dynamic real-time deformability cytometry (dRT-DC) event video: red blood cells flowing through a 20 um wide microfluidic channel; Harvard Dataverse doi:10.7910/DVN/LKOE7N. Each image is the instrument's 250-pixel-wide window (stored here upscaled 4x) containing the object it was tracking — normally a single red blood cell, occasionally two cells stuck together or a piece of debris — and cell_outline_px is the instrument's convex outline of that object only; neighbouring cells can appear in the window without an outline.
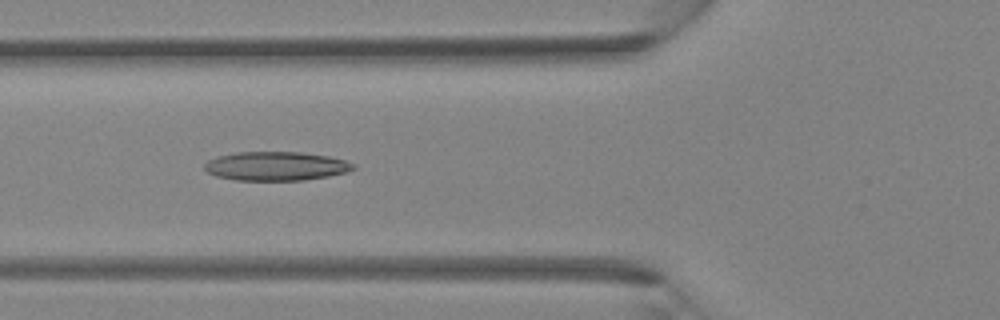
{"species": "Egyptian fruit bat (a non-hibernating species)", "species_latin": "Rousettus aegyptiacus", "temperature_condition": "room temperature", "stored_images_in_passage": 39, "camera_frame_rate_fps": 3000, "um_per_image_px": 0.085, "animal": {"sex": "female"}, "frame": {"image": 1, "passage_image": 14, "time_ms": 4.333, "image_size_px": [1000, 320], "cell_outline_px": [[356, 168], [348, 172], [328, 176], [304, 180], [236, 180], [216, 176], [208, 172], [204, 168], [204, 164], [208, 160], [220, 156], [236, 152], [300, 152], [328, 156], [344, 160], [356, 164]], "centroid_in_image_um": [23.49, 14.12], "position_along_channel_um": 102.3, "area_um2": 25.03}}
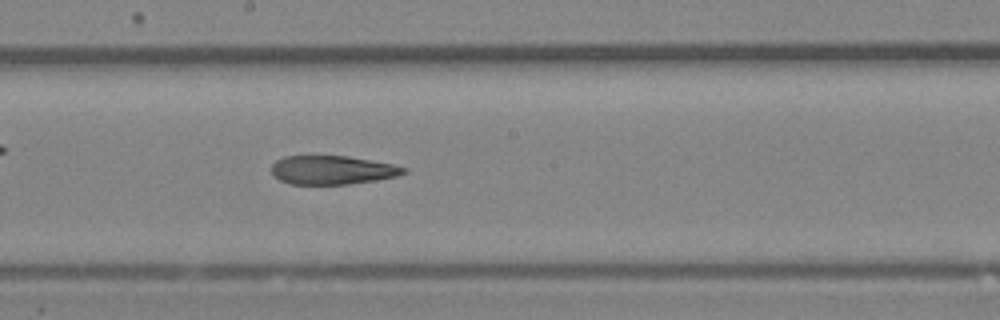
{"frame": {"image": 2, "passage_image": 21, "time_ms": 6.667, "image_size_px": [1000, 320], "cell_outline_px": [[408, 172], [396, 176], [376, 180], [348, 184], [288, 184], [272, 176], [272, 164], [276, 160], [284, 156], [348, 156], [392, 164], [408, 168]], "centroid_in_image_um": [28.23, 14.45], "position_along_channel_um": 220.0, "area_um2": 22.2}}
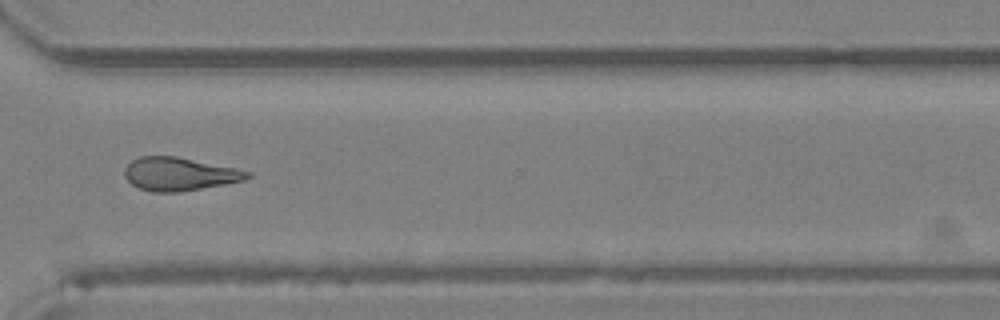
{"frame": {"image": 3, "passage_image": 29, "time_ms": 9.333, "image_size_px": [1000, 320], "cell_outline_px": [[252, 176], [244, 180], [224, 184], [180, 192], [152, 192], [140, 188], [132, 184], [124, 176], [124, 168], [132, 160], [140, 156], [176, 156], [236, 168], [252, 172]], "centroid_in_image_um": [15.25, 14.79], "position_along_channel_um": 355.4, "area_um2": 23.76}}